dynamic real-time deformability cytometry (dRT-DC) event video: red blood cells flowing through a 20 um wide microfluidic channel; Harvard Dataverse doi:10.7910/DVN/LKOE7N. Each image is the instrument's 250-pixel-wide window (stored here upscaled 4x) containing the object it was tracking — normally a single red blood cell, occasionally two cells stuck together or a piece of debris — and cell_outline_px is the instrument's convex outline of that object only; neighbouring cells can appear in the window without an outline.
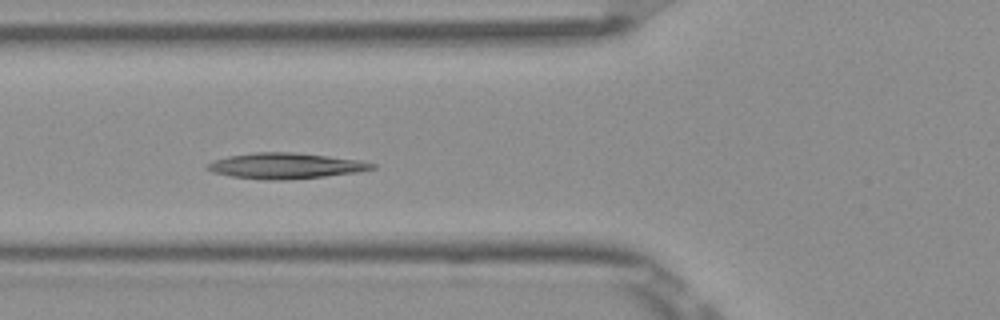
{"species": "Egyptian fruit bat (a non-hibernating species)", "species_latin": "Rousettus aegyptiacus", "temperature_condition": "room temperature", "stored_images_in_passage": 8, "camera_frame_rate_fps": 3000, "um_per_image_px": 0.085, "frame": {"image": 1, "passage_image": 6, "time_ms": 1.667, "image_size_px": [1000, 320], "cell_outline_px": [[376, 168], [356, 172], [324, 176], [284, 180], [268, 180], [232, 176], [216, 172], [208, 168], [208, 164], [212, 160], [228, 156], [256, 152], [292, 152], [328, 156], [360, 160], [376, 164]], "centroid_in_image_um": [24.3, 14.08], "position_along_channel_um": 101.5, "area_um2": 24.33}}
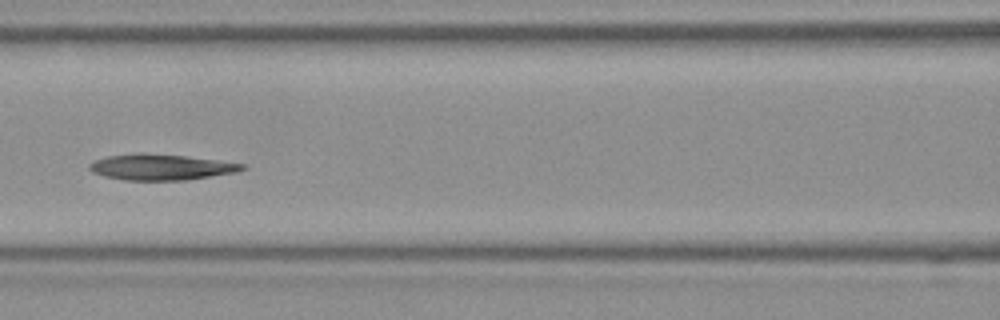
{"frame": {"image": 2, "passage_image": 7, "time_ms": 2.0, "image_size_px": [1000, 320], "cell_outline_px": [[248, 168], [236, 172], [188, 180], [124, 180], [104, 176], [92, 172], [88, 168], [88, 164], [92, 160], [108, 156], [136, 152], [144, 152], [184, 156], [216, 160], [244, 164]], "centroid_in_image_um": [13.63, 14.19], "position_along_channel_um": 153.0, "area_um2": 23.24}}
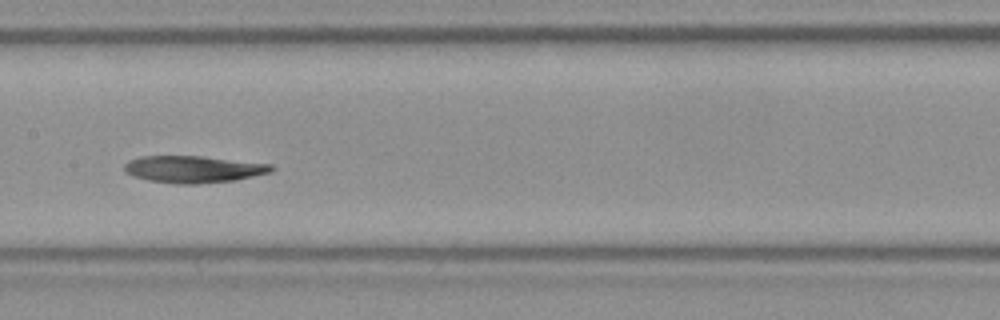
{"frame": {"image": 3, "passage_image": 8, "time_ms": 2.333, "image_size_px": [1000, 320], "cell_outline_px": [[276, 168], [272, 172], [236, 180], [196, 184], [176, 184], [148, 180], [132, 176], [124, 168], [124, 164], [128, 160], [140, 156], [200, 156], [272, 164]], "centroid_in_image_um": [16.46, 14.38], "position_along_channel_um": 190.9, "area_um2": 23.18}}